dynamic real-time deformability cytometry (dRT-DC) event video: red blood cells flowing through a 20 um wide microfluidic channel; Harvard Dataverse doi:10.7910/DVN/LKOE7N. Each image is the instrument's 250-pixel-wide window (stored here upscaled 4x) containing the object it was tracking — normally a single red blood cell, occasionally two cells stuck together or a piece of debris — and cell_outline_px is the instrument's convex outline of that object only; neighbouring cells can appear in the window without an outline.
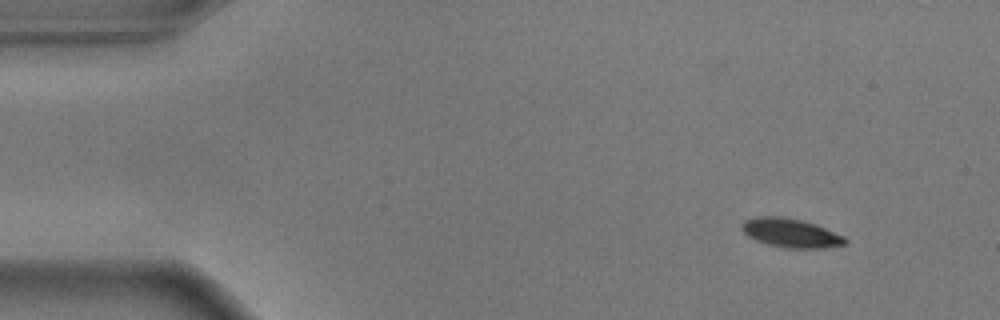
{"species": "common noctule bat (a hibernating species)", "species_latin": "Nyctalus noctula", "temperature_condition": "warm", "stored_images_in_passage": 51, "camera_frame_rate_fps": 3000, "um_per_image_px": 0.085, "animal": {"sex": "male", "body_mass_g": 17.9}, "frame": {"image": 1, "passage_image": 1, "time_ms": 0.0, "image_size_px": [1000, 320], "cell_outline_px": [[848, 244], [820, 248], [788, 248], [768, 244], [756, 240], [748, 236], [740, 228], [740, 224], [744, 220], [756, 216], [780, 216], [800, 220], [816, 224], [844, 236], [848, 240]], "centroid_in_image_um": [67.21, 19.79], "position_along_channel_um": 17.8, "area_um2": 17.46}}
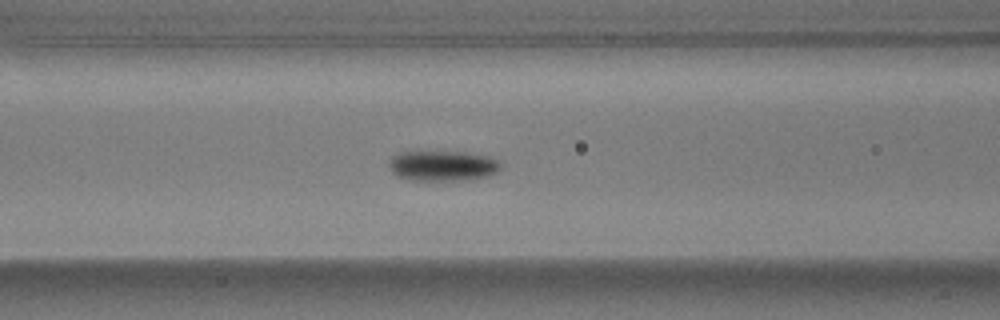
{"frame": {"image": 2, "passage_image": 18, "time_ms": 5.667, "image_size_px": [1000, 320], "cell_outline_px": [[500, 168], [496, 172], [488, 176], [472, 180], [408, 180], [396, 176], [392, 172], [388, 164], [392, 156], [400, 152], [464, 152], [488, 156], [496, 160], [500, 164]], "centroid_in_image_um": [37.6, 14.1], "position_along_channel_um": 129.0, "area_um2": 19.77}}
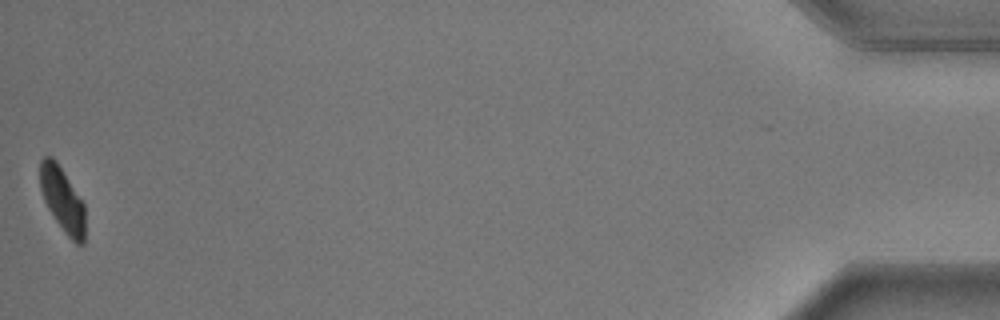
{"frame": {"image": 3, "passage_image": 51, "time_ms": 16.667, "image_size_px": [1000, 320], "cell_outline_px": [[84, 244], [76, 244], [68, 236], [56, 220], [48, 208], [44, 200], [40, 188], [40, 160], [44, 156], [52, 156], [56, 160], [84, 204]], "centroid_in_image_um": [5.29, 16.94], "position_along_channel_um": 429.9, "area_um2": 16.65}, "authors_computed_cell_mechanics": {"area_um2": 18.7272, "velocity_mm_per_s": 3.6159, "shape_relaxation_time_tau1_ms": 2.0634, "shape_relaxation_time_tau2_ms": null, "deformation_change_tau1": 0.1432, "deformation_change_tau2": null}}